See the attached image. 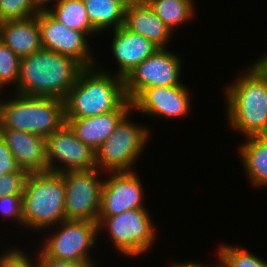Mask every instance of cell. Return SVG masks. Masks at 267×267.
<instances>
[{
    "label": "cell",
    "instance_id": "1",
    "mask_svg": "<svg viewBox=\"0 0 267 267\" xmlns=\"http://www.w3.org/2000/svg\"><path fill=\"white\" fill-rule=\"evenodd\" d=\"M247 69L223 90L226 119L244 138L267 133V70L257 59Z\"/></svg>",
    "mask_w": 267,
    "mask_h": 267
},
{
    "label": "cell",
    "instance_id": "2",
    "mask_svg": "<svg viewBox=\"0 0 267 267\" xmlns=\"http://www.w3.org/2000/svg\"><path fill=\"white\" fill-rule=\"evenodd\" d=\"M114 110H132L124 79L99 66L83 68L64 99L65 118H89Z\"/></svg>",
    "mask_w": 267,
    "mask_h": 267
},
{
    "label": "cell",
    "instance_id": "3",
    "mask_svg": "<svg viewBox=\"0 0 267 267\" xmlns=\"http://www.w3.org/2000/svg\"><path fill=\"white\" fill-rule=\"evenodd\" d=\"M82 69L74 59L42 48L20 59L19 78L14 91L64 100Z\"/></svg>",
    "mask_w": 267,
    "mask_h": 267
},
{
    "label": "cell",
    "instance_id": "4",
    "mask_svg": "<svg viewBox=\"0 0 267 267\" xmlns=\"http://www.w3.org/2000/svg\"><path fill=\"white\" fill-rule=\"evenodd\" d=\"M0 98V129H15L47 138L65 123L64 100L15 93Z\"/></svg>",
    "mask_w": 267,
    "mask_h": 267
},
{
    "label": "cell",
    "instance_id": "5",
    "mask_svg": "<svg viewBox=\"0 0 267 267\" xmlns=\"http://www.w3.org/2000/svg\"><path fill=\"white\" fill-rule=\"evenodd\" d=\"M65 196L60 173H28L23 191V226L32 232L53 229L65 220Z\"/></svg>",
    "mask_w": 267,
    "mask_h": 267
},
{
    "label": "cell",
    "instance_id": "6",
    "mask_svg": "<svg viewBox=\"0 0 267 267\" xmlns=\"http://www.w3.org/2000/svg\"><path fill=\"white\" fill-rule=\"evenodd\" d=\"M131 113L132 110L119 121L113 133L96 151V166L103 174L135 171L133 165H136L151 138L149 128L134 123Z\"/></svg>",
    "mask_w": 267,
    "mask_h": 267
},
{
    "label": "cell",
    "instance_id": "7",
    "mask_svg": "<svg viewBox=\"0 0 267 267\" xmlns=\"http://www.w3.org/2000/svg\"><path fill=\"white\" fill-rule=\"evenodd\" d=\"M148 211L138 208L116 216L98 217V232L107 230L118 253L137 259L152 248L157 238L155 223Z\"/></svg>",
    "mask_w": 267,
    "mask_h": 267
},
{
    "label": "cell",
    "instance_id": "8",
    "mask_svg": "<svg viewBox=\"0 0 267 267\" xmlns=\"http://www.w3.org/2000/svg\"><path fill=\"white\" fill-rule=\"evenodd\" d=\"M40 245L47 257L94 265L90 256L99 236L98 223L87 220H63L55 225ZM50 237V238H49Z\"/></svg>",
    "mask_w": 267,
    "mask_h": 267
},
{
    "label": "cell",
    "instance_id": "9",
    "mask_svg": "<svg viewBox=\"0 0 267 267\" xmlns=\"http://www.w3.org/2000/svg\"><path fill=\"white\" fill-rule=\"evenodd\" d=\"M101 172L103 171L95 168L60 173L65 184V220L98 223L104 183Z\"/></svg>",
    "mask_w": 267,
    "mask_h": 267
},
{
    "label": "cell",
    "instance_id": "10",
    "mask_svg": "<svg viewBox=\"0 0 267 267\" xmlns=\"http://www.w3.org/2000/svg\"><path fill=\"white\" fill-rule=\"evenodd\" d=\"M174 51L159 48L124 78L126 98L133 101L145 88L182 85V59Z\"/></svg>",
    "mask_w": 267,
    "mask_h": 267
},
{
    "label": "cell",
    "instance_id": "11",
    "mask_svg": "<svg viewBox=\"0 0 267 267\" xmlns=\"http://www.w3.org/2000/svg\"><path fill=\"white\" fill-rule=\"evenodd\" d=\"M36 18L43 49L68 56L83 68L99 65L95 61L97 59L90 50L88 36L84 32L70 29L60 23L46 9H41Z\"/></svg>",
    "mask_w": 267,
    "mask_h": 267
},
{
    "label": "cell",
    "instance_id": "12",
    "mask_svg": "<svg viewBox=\"0 0 267 267\" xmlns=\"http://www.w3.org/2000/svg\"><path fill=\"white\" fill-rule=\"evenodd\" d=\"M46 161L47 172L97 168L96 152L78 139L66 122L46 138Z\"/></svg>",
    "mask_w": 267,
    "mask_h": 267
},
{
    "label": "cell",
    "instance_id": "13",
    "mask_svg": "<svg viewBox=\"0 0 267 267\" xmlns=\"http://www.w3.org/2000/svg\"><path fill=\"white\" fill-rule=\"evenodd\" d=\"M106 174L109 175L108 178L105 177L102 186L98 217H111L128 210L146 208V203H143L145 195L143 184L136 171Z\"/></svg>",
    "mask_w": 267,
    "mask_h": 267
},
{
    "label": "cell",
    "instance_id": "14",
    "mask_svg": "<svg viewBox=\"0 0 267 267\" xmlns=\"http://www.w3.org/2000/svg\"><path fill=\"white\" fill-rule=\"evenodd\" d=\"M187 88L185 84L147 87L132 101V110L158 119L186 117L191 110V92Z\"/></svg>",
    "mask_w": 267,
    "mask_h": 267
},
{
    "label": "cell",
    "instance_id": "15",
    "mask_svg": "<svg viewBox=\"0 0 267 267\" xmlns=\"http://www.w3.org/2000/svg\"><path fill=\"white\" fill-rule=\"evenodd\" d=\"M0 137L20 169L27 173L47 172L45 137L15 129H0Z\"/></svg>",
    "mask_w": 267,
    "mask_h": 267
},
{
    "label": "cell",
    "instance_id": "16",
    "mask_svg": "<svg viewBox=\"0 0 267 267\" xmlns=\"http://www.w3.org/2000/svg\"><path fill=\"white\" fill-rule=\"evenodd\" d=\"M112 33L110 48L119 69L115 75L123 79L138 64L159 49L153 42L140 34L129 31L124 26L113 30Z\"/></svg>",
    "mask_w": 267,
    "mask_h": 267
},
{
    "label": "cell",
    "instance_id": "17",
    "mask_svg": "<svg viewBox=\"0 0 267 267\" xmlns=\"http://www.w3.org/2000/svg\"><path fill=\"white\" fill-rule=\"evenodd\" d=\"M123 26L140 34L159 48H167L173 32L163 23L148 3H133L125 9Z\"/></svg>",
    "mask_w": 267,
    "mask_h": 267
},
{
    "label": "cell",
    "instance_id": "18",
    "mask_svg": "<svg viewBox=\"0 0 267 267\" xmlns=\"http://www.w3.org/2000/svg\"><path fill=\"white\" fill-rule=\"evenodd\" d=\"M131 110H114L89 118H65L76 137L96 152Z\"/></svg>",
    "mask_w": 267,
    "mask_h": 267
},
{
    "label": "cell",
    "instance_id": "19",
    "mask_svg": "<svg viewBox=\"0 0 267 267\" xmlns=\"http://www.w3.org/2000/svg\"><path fill=\"white\" fill-rule=\"evenodd\" d=\"M0 40L20 59L42 49L36 16L0 22Z\"/></svg>",
    "mask_w": 267,
    "mask_h": 267
},
{
    "label": "cell",
    "instance_id": "20",
    "mask_svg": "<svg viewBox=\"0 0 267 267\" xmlns=\"http://www.w3.org/2000/svg\"><path fill=\"white\" fill-rule=\"evenodd\" d=\"M238 147L246 176L256 188H267V137L250 136Z\"/></svg>",
    "mask_w": 267,
    "mask_h": 267
},
{
    "label": "cell",
    "instance_id": "21",
    "mask_svg": "<svg viewBox=\"0 0 267 267\" xmlns=\"http://www.w3.org/2000/svg\"><path fill=\"white\" fill-rule=\"evenodd\" d=\"M89 22L97 33L123 26L125 8L113 0H82Z\"/></svg>",
    "mask_w": 267,
    "mask_h": 267
},
{
    "label": "cell",
    "instance_id": "22",
    "mask_svg": "<svg viewBox=\"0 0 267 267\" xmlns=\"http://www.w3.org/2000/svg\"><path fill=\"white\" fill-rule=\"evenodd\" d=\"M51 6L52 5L46 10L60 23H63L70 29L82 31L88 37L96 34L98 35L89 22L87 11L82 0H56L53 7Z\"/></svg>",
    "mask_w": 267,
    "mask_h": 267
},
{
    "label": "cell",
    "instance_id": "23",
    "mask_svg": "<svg viewBox=\"0 0 267 267\" xmlns=\"http://www.w3.org/2000/svg\"><path fill=\"white\" fill-rule=\"evenodd\" d=\"M147 3L172 32L191 22L196 14L193 0H149Z\"/></svg>",
    "mask_w": 267,
    "mask_h": 267
},
{
    "label": "cell",
    "instance_id": "24",
    "mask_svg": "<svg viewBox=\"0 0 267 267\" xmlns=\"http://www.w3.org/2000/svg\"><path fill=\"white\" fill-rule=\"evenodd\" d=\"M217 256L222 267H267V261L262 257L232 244L220 245V248H217Z\"/></svg>",
    "mask_w": 267,
    "mask_h": 267
},
{
    "label": "cell",
    "instance_id": "25",
    "mask_svg": "<svg viewBox=\"0 0 267 267\" xmlns=\"http://www.w3.org/2000/svg\"><path fill=\"white\" fill-rule=\"evenodd\" d=\"M20 58L0 40V90L10 85L17 87ZM3 91H0V93Z\"/></svg>",
    "mask_w": 267,
    "mask_h": 267
},
{
    "label": "cell",
    "instance_id": "26",
    "mask_svg": "<svg viewBox=\"0 0 267 267\" xmlns=\"http://www.w3.org/2000/svg\"><path fill=\"white\" fill-rule=\"evenodd\" d=\"M40 10L34 0H0V22L27 19Z\"/></svg>",
    "mask_w": 267,
    "mask_h": 267
},
{
    "label": "cell",
    "instance_id": "27",
    "mask_svg": "<svg viewBox=\"0 0 267 267\" xmlns=\"http://www.w3.org/2000/svg\"><path fill=\"white\" fill-rule=\"evenodd\" d=\"M27 172H9L0 176V198L23 195Z\"/></svg>",
    "mask_w": 267,
    "mask_h": 267
},
{
    "label": "cell",
    "instance_id": "28",
    "mask_svg": "<svg viewBox=\"0 0 267 267\" xmlns=\"http://www.w3.org/2000/svg\"><path fill=\"white\" fill-rule=\"evenodd\" d=\"M0 213L6 220H14L18 226L23 227V195L0 198Z\"/></svg>",
    "mask_w": 267,
    "mask_h": 267
},
{
    "label": "cell",
    "instance_id": "29",
    "mask_svg": "<svg viewBox=\"0 0 267 267\" xmlns=\"http://www.w3.org/2000/svg\"><path fill=\"white\" fill-rule=\"evenodd\" d=\"M28 253L18 247L7 249L3 254H0V267H37V257L29 258ZM34 259L36 263L33 262ZM34 263V264H33Z\"/></svg>",
    "mask_w": 267,
    "mask_h": 267
},
{
    "label": "cell",
    "instance_id": "30",
    "mask_svg": "<svg viewBox=\"0 0 267 267\" xmlns=\"http://www.w3.org/2000/svg\"><path fill=\"white\" fill-rule=\"evenodd\" d=\"M9 172H26L17 165L12 152L0 137V176Z\"/></svg>",
    "mask_w": 267,
    "mask_h": 267
},
{
    "label": "cell",
    "instance_id": "31",
    "mask_svg": "<svg viewBox=\"0 0 267 267\" xmlns=\"http://www.w3.org/2000/svg\"><path fill=\"white\" fill-rule=\"evenodd\" d=\"M38 252L36 254L37 267H96V263L95 265H86L85 263L81 262L52 259L45 256L40 250Z\"/></svg>",
    "mask_w": 267,
    "mask_h": 267
},
{
    "label": "cell",
    "instance_id": "32",
    "mask_svg": "<svg viewBox=\"0 0 267 267\" xmlns=\"http://www.w3.org/2000/svg\"><path fill=\"white\" fill-rule=\"evenodd\" d=\"M217 257V260H218V263L216 262L215 265L211 266V267H220L221 266V263H220V260H219V257ZM186 267H210L208 265H205L204 263H199V262H195V261H186Z\"/></svg>",
    "mask_w": 267,
    "mask_h": 267
},
{
    "label": "cell",
    "instance_id": "33",
    "mask_svg": "<svg viewBox=\"0 0 267 267\" xmlns=\"http://www.w3.org/2000/svg\"><path fill=\"white\" fill-rule=\"evenodd\" d=\"M40 9H47L50 3L56 2V0H34ZM49 3V4H48Z\"/></svg>",
    "mask_w": 267,
    "mask_h": 267
},
{
    "label": "cell",
    "instance_id": "34",
    "mask_svg": "<svg viewBox=\"0 0 267 267\" xmlns=\"http://www.w3.org/2000/svg\"><path fill=\"white\" fill-rule=\"evenodd\" d=\"M263 55V56H262ZM257 58L258 62L267 70V52Z\"/></svg>",
    "mask_w": 267,
    "mask_h": 267
},
{
    "label": "cell",
    "instance_id": "35",
    "mask_svg": "<svg viewBox=\"0 0 267 267\" xmlns=\"http://www.w3.org/2000/svg\"><path fill=\"white\" fill-rule=\"evenodd\" d=\"M113 1H115V2H117V3H120L125 9H126L129 5L133 4V2H132L131 0H113Z\"/></svg>",
    "mask_w": 267,
    "mask_h": 267
},
{
    "label": "cell",
    "instance_id": "36",
    "mask_svg": "<svg viewBox=\"0 0 267 267\" xmlns=\"http://www.w3.org/2000/svg\"><path fill=\"white\" fill-rule=\"evenodd\" d=\"M173 265H170V267H186V262H176V263H172Z\"/></svg>",
    "mask_w": 267,
    "mask_h": 267
},
{
    "label": "cell",
    "instance_id": "37",
    "mask_svg": "<svg viewBox=\"0 0 267 267\" xmlns=\"http://www.w3.org/2000/svg\"><path fill=\"white\" fill-rule=\"evenodd\" d=\"M133 3H147L149 0H131Z\"/></svg>",
    "mask_w": 267,
    "mask_h": 267
}]
</instances>
